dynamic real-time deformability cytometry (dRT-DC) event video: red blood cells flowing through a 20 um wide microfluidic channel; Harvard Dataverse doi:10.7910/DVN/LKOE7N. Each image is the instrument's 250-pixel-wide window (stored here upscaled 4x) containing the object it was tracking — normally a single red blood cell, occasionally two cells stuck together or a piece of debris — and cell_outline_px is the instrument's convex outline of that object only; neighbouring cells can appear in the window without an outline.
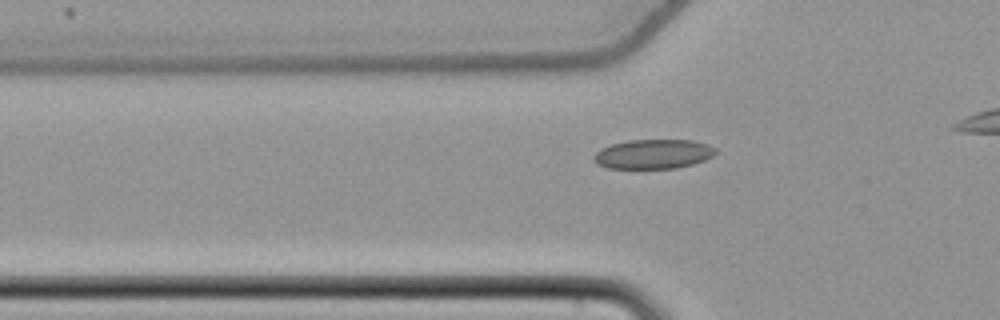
{"species": "common noctule bat (a hibernating species)", "species_latin": "Nyctalus noctula", "temperature_condition": "cold", "stored_images_in_passage": 42, "camera_frame_rate_fps": 3000, "um_per_image_px": 0.085, "animal": {"sex": "female", "body_mass_g": 22.7, "forearm_length_mm": 54.2}, "frame": {"image": 1, "passage_image": 13, "time_ms": 4.0, "image_size_px": [1000, 320], "cell_outline_px": [[716, 152], [712, 156], [704, 160], [692, 164], [676, 168], [608, 168], [596, 164], [592, 156], [600, 148], [612, 144], [628, 140], [692, 140], [708, 144], [716, 148]], "centroid_in_image_um": [55.51, 13.09], "position_along_channel_um": 70.3, "area_um2": 20.92}}
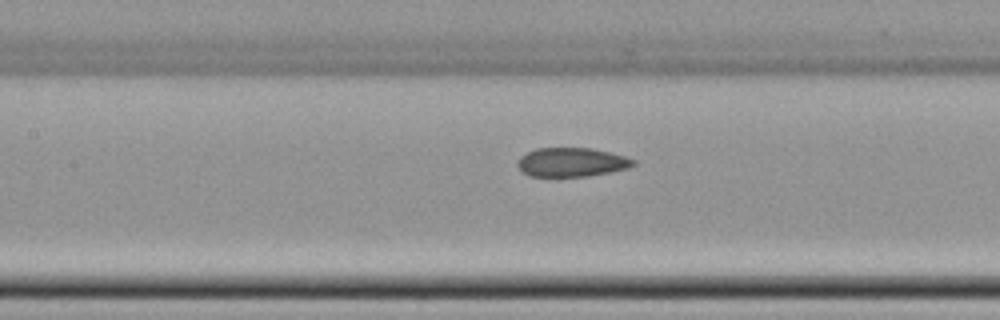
{"frame": {"image": 2, "passage_image": 20, "time_ms": 6.333, "image_size_px": [1000, 320], "cell_outline_px": [[636, 164], [628, 168], [588, 176], [528, 176], [520, 172], [516, 164], [520, 156], [536, 148], [592, 148], [624, 156], [636, 160]], "centroid_in_image_um": [48.55, 13.79], "position_along_channel_um": 158.9, "area_um2": 19.59}}
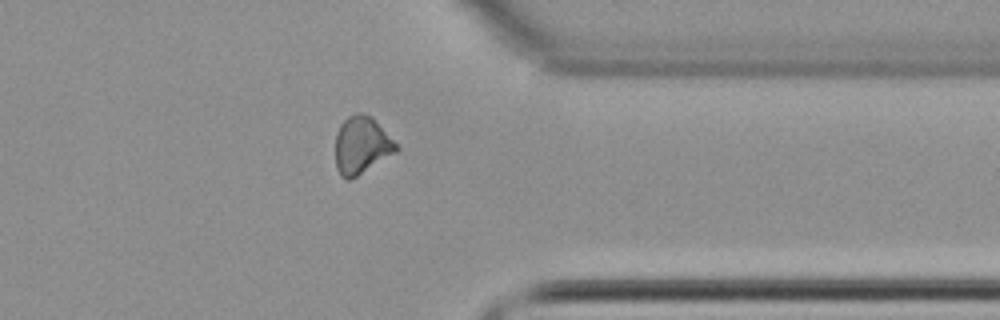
{"frame": {"image": 3, "passage_image": 38, "time_ms": 12.333, "image_size_px": [1000, 320], "cell_outline_px": [[400, 148], [396, 152], [356, 176], [348, 180], [340, 176], [336, 168], [336, 132], [340, 124], [348, 116], [356, 112], [360, 112], [372, 116]], "centroid_in_image_um": [30.71, 12.32], "position_along_channel_um": 380.7, "area_um2": 20.23}, "authors_computed_cell_mechanics": {"area_um2": 20.23, "velocity_mm_per_s": 3.8136, "shape_relaxation_time_tau1_ms": null, "shape_relaxation_time_tau2_ms": 2.7466, "deformation_change_tau1": null, "deformation_change_tau2": 0.0634}}